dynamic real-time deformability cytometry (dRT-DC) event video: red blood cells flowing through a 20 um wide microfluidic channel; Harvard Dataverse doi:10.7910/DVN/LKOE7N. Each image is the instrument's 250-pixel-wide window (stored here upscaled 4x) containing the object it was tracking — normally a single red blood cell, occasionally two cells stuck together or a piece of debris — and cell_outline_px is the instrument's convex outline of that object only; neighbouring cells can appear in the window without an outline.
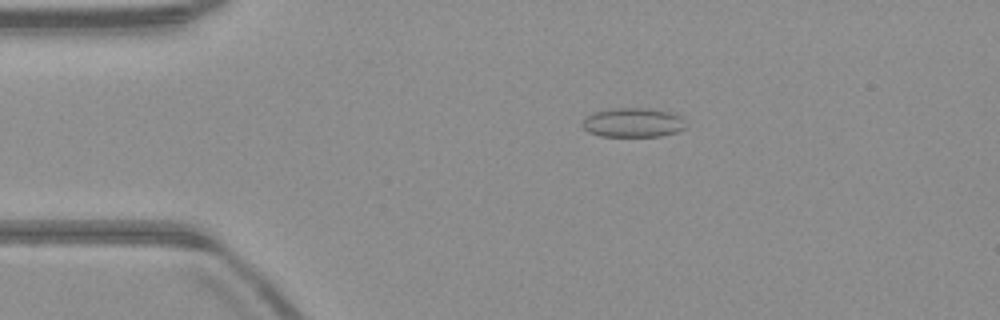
{"species": "common noctule bat (a hibernating species)", "species_latin": "Nyctalus noctula", "temperature_condition": "warm", "stored_images_in_passage": 51, "camera_frame_rate_fps": 3000, "um_per_image_px": 0.085, "animal": {"sex": "male", "body_mass_g": 23.1, "forearm_length_mm": 52.7}, "frame": {"image": 1, "passage_image": 10, "time_ms": 3.0, "image_size_px": [1000, 320], "cell_outline_px": [[684, 128], [676, 132], [660, 136], [600, 136], [588, 132], [580, 124], [592, 112], [612, 108], [648, 108], [668, 112], [680, 116], [684, 120]], "centroid_in_image_um": [53.76, 10.42], "position_along_channel_um": 31.2, "area_um2": 17.57}}
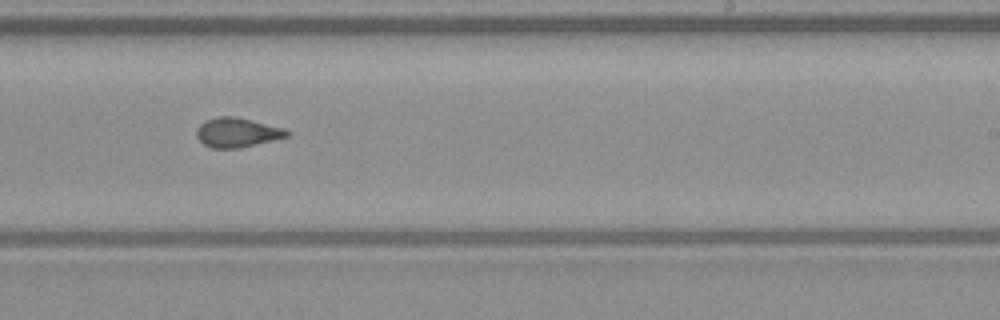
{"frame": {"image": 2, "passage_image": 31, "time_ms": 10.0, "image_size_px": [1000, 320], "cell_outline_px": [[292, 132], [288, 136], [272, 140], [236, 148], [212, 148], [204, 144], [196, 136], [196, 128], [204, 120], [216, 116], [232, 116], [252, 120], [284, 128]], "centroid_in_image_um": [20.13, 11.24], "position_along_channel_um": 268.9, "area_um2": 15.43}}
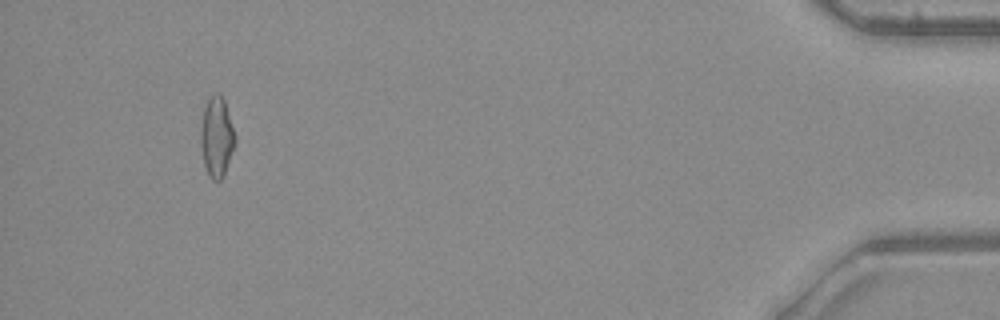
{"frame": {"image": 3, "passage_image": 48, "time_ms": 15.667, "image_size_px": [1000, 320], "cell_outline_px": [[236, 140], [224, 176], [220, 180], [212, 180], [208, 176], [204, 164], [200, 144], [200, 128], [204, 108], [208, 96], [216, 92], [224, 100], [236, 136]], "centroid_in_image_um": [18.4, 11.65], "position_along_channel_um": 416.8, "area_um2": 16.18}, "authors_computed_cell_mechanics": {"area_um2": 15.5482, "velocity_mm_per_s": 4.0052, "shape_relaxation_time_tau1_ms": null, "shape_relaxation_time_tau2_ms": 1.2884, "deformation_change_tau1": null, "deformation_change_tau2": 0.0605}}